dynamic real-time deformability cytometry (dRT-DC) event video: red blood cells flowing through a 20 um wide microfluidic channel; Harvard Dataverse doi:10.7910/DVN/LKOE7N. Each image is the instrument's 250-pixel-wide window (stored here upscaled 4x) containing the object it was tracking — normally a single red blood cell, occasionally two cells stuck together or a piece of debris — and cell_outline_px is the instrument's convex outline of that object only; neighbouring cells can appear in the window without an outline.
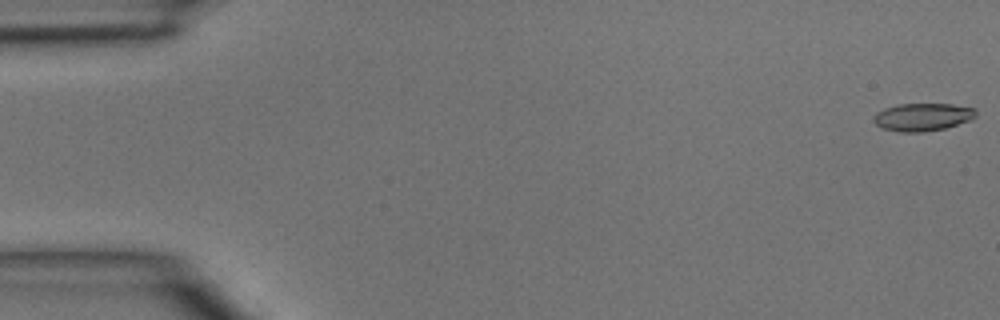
{"species": "common noctule bat (a hibernating species)", "species_latin": "Nyctalus noctula", "temperature_condition": "room temperature", "stored_images_in_passage": 46, "camera_frame_rate_fps": 3000, "um_per_image_px": 0.085, "animal": {"sex": "male", "body_mass_g": 15.6}, "frame": {"image": 1, "passage_image": 1, "time_ms": 0.0, "image_size_px": [1000, 320], "cell_outline_px": [[976, 116], [968, 120], [944, 128], [924, 132], [900, 132], [880, 128], [872, 120], [872, 116], [876, 112], [884, 108], [896, 104], [952, 104], [976, 108]], "centroid_in_image_um": [78.36, 9.94], "position_along_channel_um": 6.6, "area_um2": 16.65}}
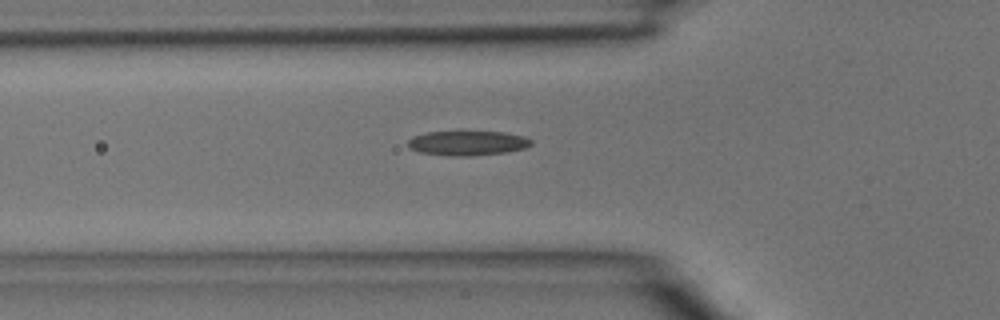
{"frame": {"image": 2, "passage_image": 16, "time_ms": 5.0, "image_size_px": [1000, 320], "cell_outline_px": [[532, 144], [528, 148], [508, 152], [468, 156], [448, 156], [420, 152], [412, 148], [408, 144], [408, 140], [412, 136], [428, 132], [504, 132], [524, 136], [532, 140]], "centroid_in_image_um": [39.79, 12.17], "position_along_channel_um": 86.0, "area_um2": 17.69}}
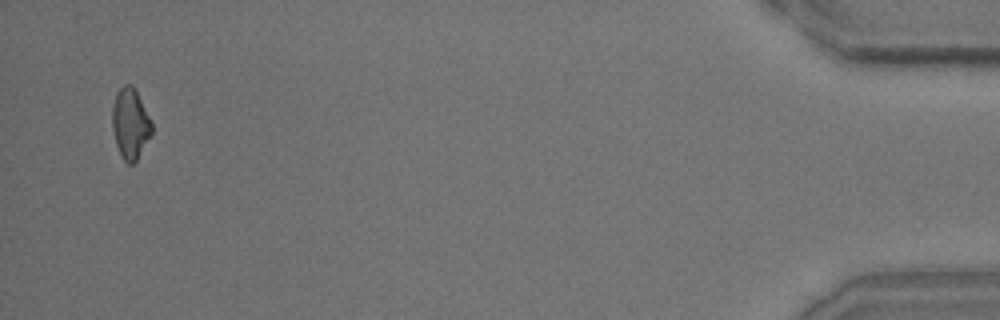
{"frame": {"image": 3, "passage_image": 45, "time_ms": 14.667, "image_size_px": [1000, 320], "cell_outline_px": [[152, 132], [136, 160], [132, 164], [128, 164], [124, 160], [116, 144], [112, 128], [112, 108], [116, 92], [124, 84], [132, 84], [152, 120]], "centroid_in_image_um": [11.07, 10.47], "position_along_channel_um": 424.1, "area_um2": 16.13}}